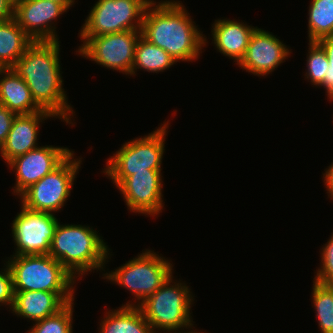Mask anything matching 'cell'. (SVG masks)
Here are the masks:
<instances>
[{
	"mask_svg": "<svg viewBox=\"0 0 333 333\" xmlns=\"http://www.w3.org/2000/svg\"><path fill=\"white\" fill-rule=\"evenodd\" d=\"M57 118L47 110L33 114L16 115L6 141L0 147V156L7 164L17 156L26 154L38 146L39 129L43 121Z\"/></svg>",
	"mask_w": 333,
	"mask_h": 333,
	"instance_id": "cell-16",
	"label": "cell"
},
{
	"mask_svg": "<svg viewBox=\"0 0 333 333\" xmlns=\"http://www.w3.org/2000/svg\"><path fill=\"white\" fill-rule=\"evenodd\" d=\"M169 120L148 135L125 142L113 156L107 159L103 173L116 188L129 176L141 171H162L165 152V136Z\"/></svg>",
	"mask_w": 333,
	"mask_h": 333,
	"instance_id": "cell-5",
	"label": "cell"
},
{
	"mask_svg": "<svg viewBox=\"0 0 333 333\" xmlns=\"http://www.w3.org/2000/svg\"><path fill=\"white\" fill-rule=\"evenodd\" d=\"M4 265L0 270V306L11 309L14 301L13 279L8 263Z\"/></svg>",
	"mask_w": 333,
	"mask_h": 333,
	"instance_id": "cell-29",
	"label": "cell"
},
{
	"mask_svg": "<svg viewBox=\"0 0 333 333\" xmlns=\"http://www.w3.org/2000/svg\"><path fill=\"white\" fill-rule=\"evenodd\" d=\"M0 104L16 115L43 110L33 99L26 82L12 68L0 70Z\"/></svg>",
	"mask_w": 333,
	"mask_h": 333,
	"instance_id": "cell-19",
	"label": "cell"
},
{
	"mask_svg": "<svg viewBox=\"0 0 333 333\" xmlns=\"http://www.w3.org/2000/svg\"><path fill=\"white\" fill-rule=\"evenodd\" d=\"M312 304L321 333H333V285L313 281Z\"/></svg>",
	"mask_w": 333,
	"mask_h": 333,
	"instance_id": "cell-24",
	"label": "cell"
},
{
	"mask_svg": "<svg viewBox=\"0 0 333 333\" xmlns=\"http://www.w3.org/2000/svg\"><path fill=\"white\" fill-rule=\"evenodd\" d=\"M33 42L14 17L0 22L1 68H11Z\"/></svg>",
	"mask_w": 333,
	"mask_h": 333,
	"instance_id": "cell-21",
	"label": "cell"
},
{
	"mask_svg": "<svg viewBox=\"0 0 333 333\" xmlns=\"http://www.w3.org/2000/svg\"><path fill=\"white\" fill-rule=\"evenodd\" d=\"M325 172L323 173V182L326 188V193L328 194V198L333 200V162L328 166Z\"/></svg>",
	"mask_w": 333,
	"mask_h": 333,
	"instance_id": "cell-32",
	"label": "cell"
},
{
	"mask_svg": "<svg viewBox=\"0 0 333 333\" xmlns=\"http://www.w3.org/2000/svg\"><path fill=\"white\" fill-rule=\"evenodd\" d=\"M161 171H141L127 177L118 187L129 211L159 217L164 209Z\"/></svg>",
	"mask_w": 333,
	"mask_h": 333,
	"instance_id": "cell-14",
	"label": "cell"
},
{
	"mask_svg": "<svg viewBox=\"0 0 333 333\" xmlns=\"http://www.w3.org/2000/svg\"><path fill=\"white\" fill-rule=\"evenodd\" d=\"M20 209L12 221L16 248L10 256L49 254L58 218L54 213L30 210L22 204Z\"/></svg>",
	"mask_w": 333,
	"mask_h": 333,
	"instance_id": "cell-11",
	"label": "cell"
},
{
	"mask_svg": "<svg viewBox=\"0 0 333 333\" xmlns=\"http://www.w3.org/2000/svg\"><path fill=\"white\" fill-rule=\"evenodd\" d=\"M165 258L154 250L146 249L117 269L103 273L102 278L134 295L136 300L126 302L124 306L138 307L173 274V263Z\"/></svg>",
	"mask_w": 333,
	"mask_h": 333,
	"instance_id": "cell-6",
	"label": "cell"
},
{
	"mask_svg": "<svg viewBox=\"0 0 333 333\" xmlns=\"http://www.w3.org/2000/svg\"><path fill=\"white\" fill-rule=\"evenodd\" d=\"M79 30L83 42L104 34L141 30L146 6L139 0H97Z\"/></svg>",
	"mask_w": 333,
	"mask_h": 333,
	"instance_id": "cell-9",
	"label": "cell"
},
{
	"mask_svg": "<svg viewBox=\"0 0 333 333\" xmlns=\"http://www.w3.org/2000/svg\"><path fill=\"white\" fill-rule=\"evenodd\" d=\"M317 43L326 52L329 63L324 81L319 87H323L326 90L325 93H327V99H329V101H333V35L324 37L318 40Z\"/></svg>",
	"mask_w": 333,
	"mask_h": 333,
	"instance_id": "cell-28",
	"label": "cell"
},
{
	"mask_svg": "<svg viewBox=\"0 0 333 333\" xmlns=\"http://www.w3.org/2000/svg\"><path fill=\"white\" fill-rule=\"evenodd\" d=\"M100 233L89 225L56 226L49 255L78 281L88 272L104 271L112 252ZM78 277V278H77Z\"/></svg>",
	"mask_w": 333,
	"mask_h": 333,
	"instance_id": "cell-3",
	"label": "cell"
},
{
	"mask_svg": "<svg viewBox=\"0 0 333 333\" xmlns=\"http://www.w3.org/2000/svg\"><path fill=\"white\" fill-rule=\"evenodd\" d=\"M63 4L67 9H70L75 3V0H51Z\"/></svg>",
	"mask_w": 333,
	"mask_h": 333,
	"instance_id": "cell-34",
	"label": "cell"
},
{
	"mask_svg": "<svg viewBox=\"0 0 333 333\" xmlns=\"http://www.w3.org/2000/svg\"><path fill=\"white\" fill-rule=\"evenodd\" d=\"M182 4L179 0H166L146 7L141 36L165 50L176 62H192L200 58L208 39Z\"/></svg>",
	"mask_w": 333,
	"mask_h": 333,
	"instance_id": "cell-2",
	"label": "cell"
},
{
	"mask_svg": "<svg viewBox=\"0 0 333 333\" xmlns=\"http://www.w3.org/2000/svg\"><path fill=\"white\" fill-rule=\"evenodd\" d=\"M176 63V60L165 50L140 36L135 47L131 76H135L138 69H143L149 73H160L164 70H168Z\"/></svg>",
	"mask_w": 333,
	"mask_h": 333,
	"instance_id": "cell-22",
	"label": "cell"
},
{
	"mask_svg": "<svg viewBox=\"0 0 333 333\" xmlns=\"http://www.w3.org/2000/svg\"><path fill=\"white\" fill-rule=\"evenodd\" d=\"M330 239L322 246L320 251V266L313 278L316 282L326 285H333V233Z\"/></svg>",
	"mask_w": 333,
	"mask_h": 333,
	"instance_id": "cell-27",
	"label": "cell"
},
{
	"mask_svg": "<svg viewBox=\"0 0 333 333\" xmlns=\"http://www.w3.org/2000/svg\"><path fill=\"white\" fill-rule=\"evenodd\" d=\"M287 47L277 35L257 27L238 66L255 76L269 75L290 57L292 49Z\"/></svg>",
	"mask_w": 333,
	"mask_h": 333,
	"instance_id": "cell-15",
	"label": "cell"
},
{
	"mask_svg": "<svg viewBox=\"0 0 333 333\" xmlns=\"http://www.w3.org/2000/svg\"><path fill=\"white\" fill-rule=\"evenodd\" d=\"M141 30L90 37L76 52L102 67L131 76L135 47Z\"/></svg>",
	"mask_w": 333,
	"mask_h": 333,
	"instance_id": "cell-10",
	"label": "cell"
},
{
	"mask_svg": "<svg viewBox=\"0 0 333 333\" xmlns=\"http://www.w3.org/2000/svg\"><path fill=\"white\" fill-rule=\"evenodd\" d=\"M15 117V113L0 104V147L6 141Z\"/></svg>",
	"mask_w": 333,
	"mask_h": 333,
	"instance_id": "cell-30",
	"label": "cell"
},
{
	"mask_svg": "<svg viewBox=\"0 0 333 333\" xmlns=\"http://www.w3.org/2000/svg\"><path fill=\"white\" fill-rule=\"evenodd\" d=\"M308 53L306 67L307 71L305 73V79H307L311 85L319 87L325 78V73L329 67L328 57L326 52L317 42L308 43Z\"/></svg>",
	"mask_w": 333,
	"mask_h": 333,
	"instance_id": "cell-26",
	"label": "cell"
},
{
	"mask_svg": "<svg viewBox=\"0 0 333 333\" xmlns=\"http://www.w3.org/2000/svg\"><path fill=\"white\" fill-rule=\"evenodd\" d=\"M67 10L63 4L51 0L14 1V18L34 42L59 41L56 20Z\"/></svg>",
	"mask_w": 333,
	"mask_h": 333,
	"instance_id": "cell-13",
	"label": "cell"
},
{
	"mask_svg": "<svg viewBox=\"0 0 333 333\" xmlns=\"http://www.w3.org/2000/svg\"><path fill=\"white\" fill-rule=\"evenodd\" d=\"M118 308L105 312L98 333H155L139 307L122 304Z\"/></svg>",
	"mask_w": 333,
	"mask_h": 333,
	"instance_id": "cell-20",
	"label": "cell"
},
{
	"mask_svg": "<svg viewBox=\"0 0 333 333\" xmlns=\"http://www.w3.org/2000/svg\"><path fill=\"white\" fill-rule=\"evenodd\" d=\"M75 293L45 291H14L11 313L36 322L58 313L74 301Z\"/></svg>",
	"mask_w": 333,
	"mask_h": 333,
	"instance_id": "cell-17",
	"label": "cell"
},
{
	"mask_svg": "<svg viewBox=\"0 0 333 333\" xmlns=\"http://www.w3.org/2000/svg\"><path fill=\"white\" fill-rule=\"evenodd\" d=\"M257 28L240 20L218 19L212 24L211 36L217 52L238 65L246 54L250 37Z\"/></svg>",
	"mask_w": 333,
	"mask_h": 333,
	"instance_id": "cell-18",
	"label": "cell"
},
{
	"mask_svg": "<svg viewBox=\"0 0 333 333\" xmlns=\"http://www.w3.org/2000/svg\"><path fill=\"white\" fill-rule=\"evenodd\" d=\"M14 1L0 0V22L14 17Z\"/></svg>",
	"mask_w": 333,
	"mask_h": 333,
	"instance_id": "cell-31",
	"label": "cell"
},
{
	"mask_svg": "<svg viewBox=\"0 0 333 333\" xmlns=\"http://www.w3.org/2000/svg\"><path fill=\"white\" fill-rule=\"evenodd\" d=\"M173 275L138 306L155 333H177L194 327V295L186 283L177 281Z\"/></svg>",
	"mask_w": 333,
	"mask_h": 333,
	"instance_id": "cell-4",
	"label": "cell"
},
{
	"mask_svg": "<svg viewBox=\"0 0 333 333\" xmlns=\"http://www.w3.org/2000/svg\"><path fill=\"white\" fill-rule=\"evenodd\" d=\"M308 8L309 42L333 35V0H311Z\"/></svg>",
	"mask_w": 333,
	"mask_h": 333,
	"instance_id": "cell-23",
	"label": "cell"
},
{
	"mask_svg": "<svg viewBox=\"0 0 333 333\" xmlns=\"http://www.w3.org/2000/svg\"><path fill=\"white\" fill-rule=\"evenodd\" d=\"M140 2H142L146 7H152V6H156L159 5L163 2H165L166 0H161L160 2H156L154 0H139Z\"/></svg>",
	"mask_w": 333,
	"mask_h": 333,
	"instance_id": "cell-33",
	"label": "cell"
},
{
	"mask_svg": "<svg viewBox=\"0 0 333 333\" xmlns=\"http://www.w3.org/2000/svg\"><path fill=\"white\" fill-rule=\"evenodd\" d=\"M72 152L73 149L67 147L45 145L9 161L8 168L10 167L16 176L13 195L20 196L31 185L57 168Z\"/></svg>",
	"mask_w": 333,
	"mask_h": 333,
	"instance_id": "cell-12",
	"label": "cell"
},
{
	"mask_svg": "<svg viewBox=\"0 0 333 333\" xmlns=\"http://www.w3.org/2000/svg\"><path fill=\"white\" fill-rule=\"evenodd\" d=\"M60 41L33 42L11 67L27 84L35 102L67 124L75 111L68 102L60 71Z\"/></svg>",
	"mask_w": 333,
	"mask_h": 333,
	"instance_id": "cell-1",
	"label": "cell"
},
{
	"mask_svg": "<svg viewBox=\"0 0 333 333\" xmlns=\"http://www.w3.org/2000/svg\"><path fill=\"white\" fill-rule=\"evenodd\" d=\"M7 260L14 291L76 293V279L49 254L16 255Z\"/></svg>",
	"mask_w": 333,
	"mask_h": 333,
	"instance_id": "cell-7",
	"label": "cell"
},
{
	"mask_svg": "<svg viewBox=\"0 0 333 333\" xmlns=\"http://www.w3.org/2000/svg\"><path fill=\"white\" fill-rule=\"evenodd\" d=\"M74 155L73 151L57 168L26 189L19 196L21 204L34 211L54 214L60 211L81 168L82 157L74 159Z\"/></svg>",
	"mask_w": 333,
	"mask_h": 333,
	"instance_id": "cell-8",
	"label": "cell"
},
{
	"mask_svg": "<svg viewBox=\"0 0 333 333\" xmlns=\"http://www.w3.org/2000/svg\"><path fill=\"white\" fill-rule=\"evenodd\" d=\"M177 333H205V332H198V330L196 329V331L193 329V330H191V329H189V331L187 330V332L184 330V331H181V332H177Z\"/></svg>",
	"mask_w": 333,
	"mask_h": 333,
	"instance_id": "cell-35",
	"label": "cell"
},
{
	"mask_svg": "<svg viewBox=\"0 0 333 333\" xmlns=\"http://www.w3.org/2000/svg\"><path fill=\"white\" fill-rule=\"evenodd\" d=\"M74 302L68 303L55 315L34 322L25 333H73Z\"/></svg>",
	"mask_w": 333,
	"mask_h": 333,
	"instance_id": "cell-25",
	"label": "cell"
}]
</instances>
